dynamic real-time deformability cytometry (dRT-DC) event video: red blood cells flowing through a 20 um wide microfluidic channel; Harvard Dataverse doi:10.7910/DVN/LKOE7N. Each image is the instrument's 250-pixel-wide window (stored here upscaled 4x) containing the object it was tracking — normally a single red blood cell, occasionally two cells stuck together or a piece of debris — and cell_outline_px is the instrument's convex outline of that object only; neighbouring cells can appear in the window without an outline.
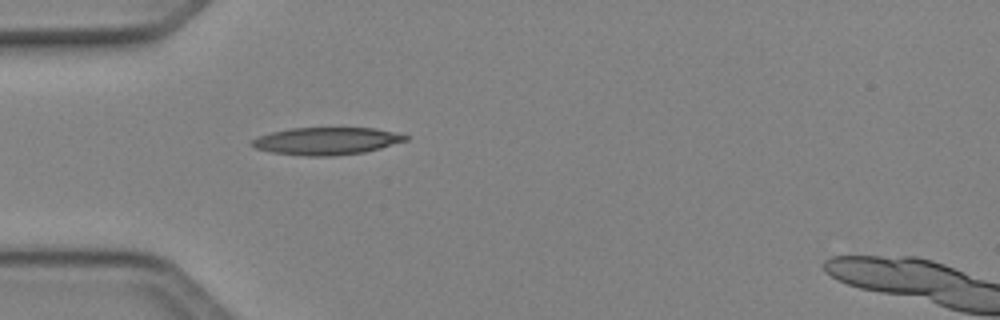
{"species": "Egyptian fruit bat (a non-hibernating species)", "species_latin": "Rousettus aegyptiacus", "temperature_condition": "cold", "stored_images_in_passage": 14, "camera_frame_rate_fps": 3000, "um_per_image_px": 0.085, "animal": {"sex": "female"}, "frame": {"image": 1, "passage_image": 2, "time_ms": 0.333, "image_size_px": [1000, 320], "cell_outline_px": [[408, 140], [380, 148], [364, 152], [328, 156], [308, 156], [272, 152], [256, 148], [252, 144], [252, 140], [260, 136], [272, 132], [292, 128], [372, 128], [392, 132], [408, 136]], "centroid_in_image_um": [27.76, 11.98], "position_along_channel_um": 57.2, "area_um2": 24.04}}
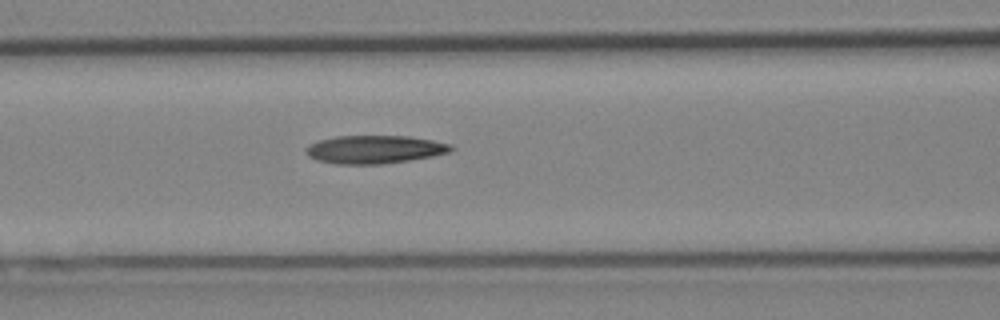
{"frame": {"image": 2, "passage_image": 8, "time_ms": 2.333, "image_size_px": [1000, 320], "cell_outline_px": [[452, 148], [448, 152], [432, 156], [408, 160], [380, 164], [336, 164], [316, 160], [308, 156], [304, 152], [308, 144], [316, 140], [336, 136], [408, 136], [432, 140], [452, 144]], "centroid_in_image_um": [31.76, 12.69], "position_along_channel_um": 134.8, "area_um2": 23.81}}
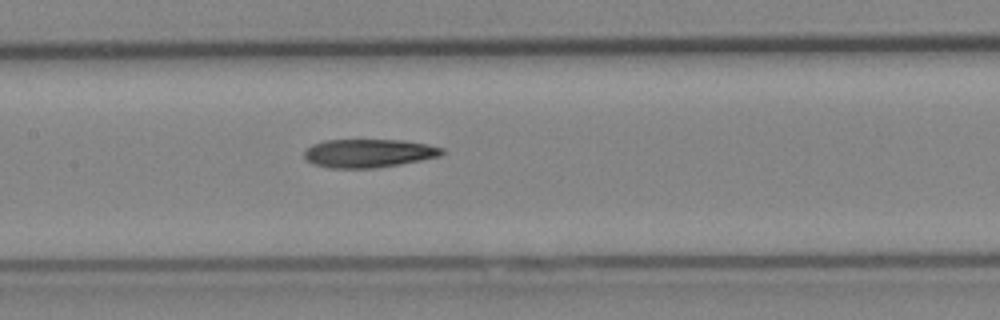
{"frame": {"image": 3, "passage_image": 11, "time_ms": 3.333, "image_size_px": [1000, 320], "cell_outline_px": [[448, 152], [440, 156], [400, 164], [376, 168], [328, 168], [312, 164], [304, 156], [304, 152], [312, 144], [324, 140], [404, 140], [428, 144], [444, 148]], "centroid_in_image_um": [31.37, 13.02], "position_along_channel_um": 176.0, "area_um2": 23.0}}